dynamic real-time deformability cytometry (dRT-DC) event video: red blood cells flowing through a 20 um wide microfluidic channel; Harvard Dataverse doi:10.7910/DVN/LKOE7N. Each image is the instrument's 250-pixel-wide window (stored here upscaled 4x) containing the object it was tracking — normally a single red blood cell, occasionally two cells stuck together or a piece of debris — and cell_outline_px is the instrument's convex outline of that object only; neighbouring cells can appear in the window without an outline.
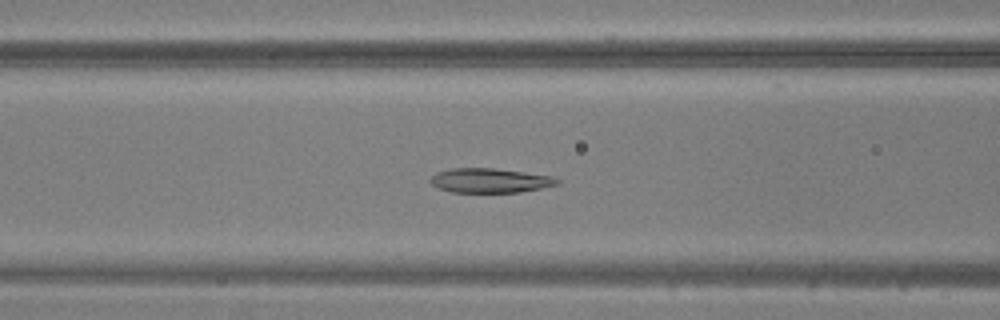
{"species": "common noctule bat (a hibernating species)", "species_latin": "Nyctalus noctula", "temperature_condition": "warm", "stored_images_in_passage": 49, "camera_frame_rate_fps": 3000, "um_per_image_px": 0.085, "animal": {"sex": "male", "body_mass_g": 20.5, "forearm_length_mm": 52.5}, "frame": {"image": 1, "passage_image": 20, "time_ms": 6.333, "image_size_px": [1000, 320], "cell_outline_px": [[560, 184], [520, 192], [452, 192], [440, 188], [432, 184], [428, 180], [436, 172], [452, 168], [492, 168], [524, 172], [552, 176], [560, 180]], "centroid_in_image_um": [41.65, 15.34], "position_along_channel_um": 125.0, "area_um2": 17.98}}
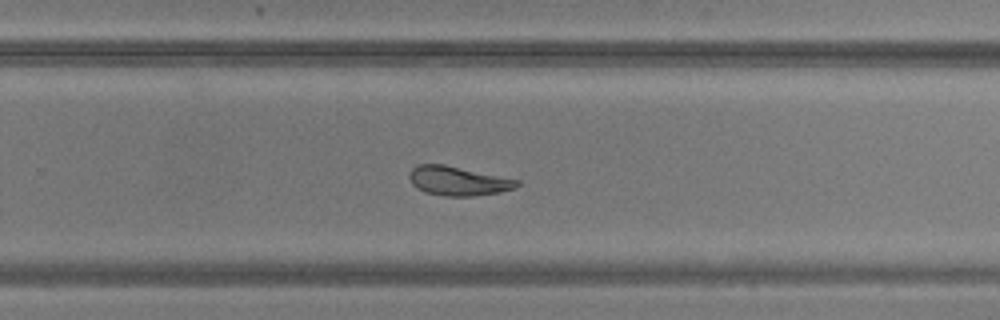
{"frame": {"image": 2, "passage_image": 32, "time_ms": 10.333, "image_size_px": [1000, 320], "cell_outline_px": [[520, 184], [512, 188], [500, 192], [472, 196], [444, 196], [424, 192], [416, 188], [412, 184], [408, 176], [408, 172], [416, 164], [444, 164], [520, 180]], "centroid_in_image_um": [38.88, 15.37], "position_along_channel_um": 290.9, "area_um2": 18.38}}
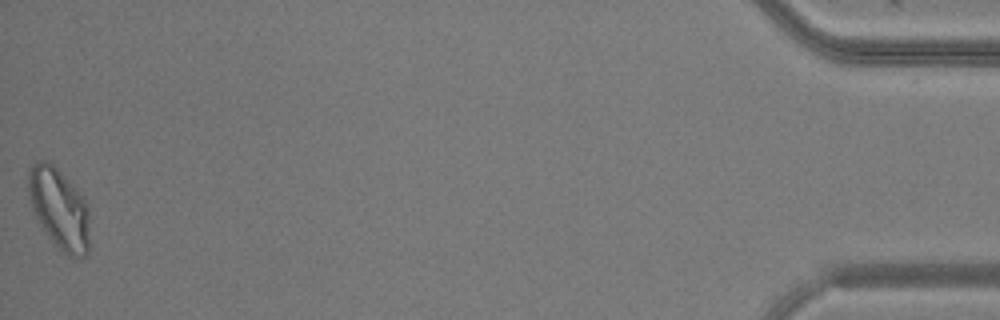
{"frame": {"image": 3, "passage_image": 49, "time_ms": 16.0, "image_size_px": [1000, 320], "cell_outline_px": [[88, 252], [84, 256], [72, 260], [48, 236], [40, 224], [36, 216], [28, 196], [28, 168], [36, 160], [44, 160], [52, 164], [84, 196], [88, 204]], "centroid_in_image_um": [5.03, 17.72], "position_along_channel_um": 430.2, "area_um2": 28.78}}